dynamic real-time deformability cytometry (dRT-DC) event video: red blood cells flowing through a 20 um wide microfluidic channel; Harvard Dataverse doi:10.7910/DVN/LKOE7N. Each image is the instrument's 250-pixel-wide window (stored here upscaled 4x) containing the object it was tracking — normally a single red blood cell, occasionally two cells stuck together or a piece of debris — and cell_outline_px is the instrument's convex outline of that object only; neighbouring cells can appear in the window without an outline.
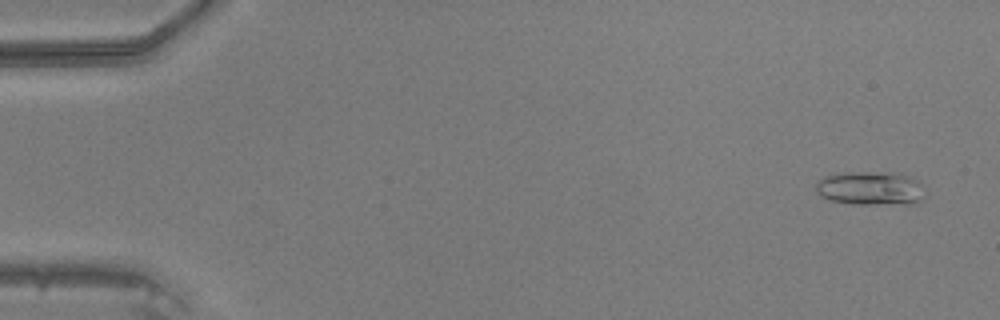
{"species": "common noctule bat (a hibernating species)", "species_latin": "Nyctalus noctula", "temperature_condition": "warm", "stored_images_in_passage": 34, "camera_frame_rate_fps": 3000, "um_per_image_px": 0.085, "animal": {"sex": "male", "body_mass_g": 20.5, "forearm_length_mm": 52.5}, "frame": {"image": 1, "passage_image": 3, "time_ms": 0.667, "image_size_px": [1000, 320], "cell_outline_px": [[924, 196], [916, 204], [852, 204], [828, 200], [820, 196], [816, 192], [816, 184], [824, 176], [848, 172], [896, 172], [908, 176], [916, 180], [920, 184]], "centroid_in_image_um": [73.97, 16.01], "position_along_channel_um": 11.0, "area_um2": 21.62}}
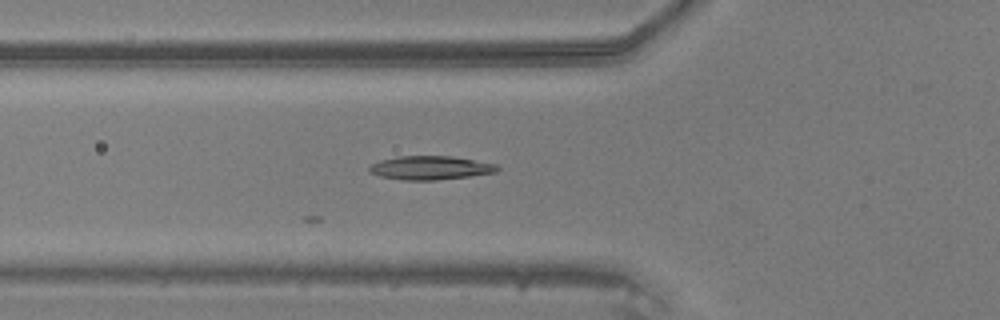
{"frame": {"image": 2, "passage_image": 18, "time_ms": 5.667, "image_size_px": [1000, 320], "cell_outline_px": [[500, 168], [496, 172], [468, 176], [436, 180], [400, 180], [380, 176], [368, 172], [368, 168], [372, 164], [380, 160], [400, 156], [452, 156], [496, 164]], "centroid_in_image_um": [36.55, 14.26], "position_along_channel_um": 89.2, "area_um2": 17.63}}